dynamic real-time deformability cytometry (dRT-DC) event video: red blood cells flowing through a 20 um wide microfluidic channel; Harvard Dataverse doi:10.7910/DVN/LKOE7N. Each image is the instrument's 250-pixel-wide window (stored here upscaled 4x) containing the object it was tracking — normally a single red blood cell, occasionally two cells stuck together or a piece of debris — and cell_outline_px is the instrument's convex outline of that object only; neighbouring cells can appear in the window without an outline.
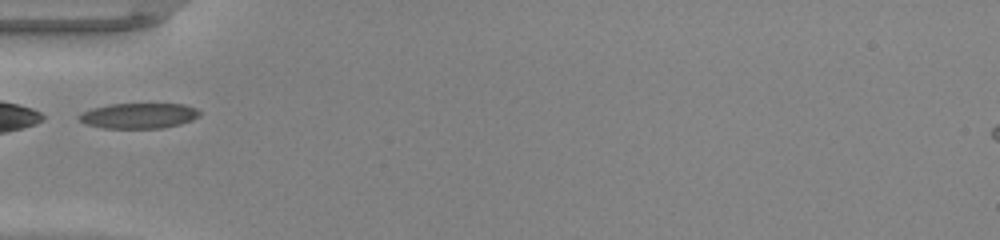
{"species": "common noctule bat (a hibernating species)", "species_latin": "Nyctalus noctula", "temperature_condition": "warm", "stored_images_in_passage": 20, "camera_frame_rate_fps": 3000, "um_per_image_px": 0.085, "animal": {"sex": "male", "body_mass_g": 20.0, "forearm_length_mm": 53.3}, "frame": {"image": 1, "passage_image": 1, "time_ms": 0.0, "image_size_px": [1000, 240], "cell_outline_px": [[200, 116], [192, 120], [180, 124], [164, 128], [104, 128], [84, 124], [76, 116], [80, 112], [92, 108], [108, 104], [184, 104], [196, 108], [200, 112]], "centroid_in_image_um": [11.77, 9.84], "position_along_channel_um": 73.2, "area_um2": 18.03}}